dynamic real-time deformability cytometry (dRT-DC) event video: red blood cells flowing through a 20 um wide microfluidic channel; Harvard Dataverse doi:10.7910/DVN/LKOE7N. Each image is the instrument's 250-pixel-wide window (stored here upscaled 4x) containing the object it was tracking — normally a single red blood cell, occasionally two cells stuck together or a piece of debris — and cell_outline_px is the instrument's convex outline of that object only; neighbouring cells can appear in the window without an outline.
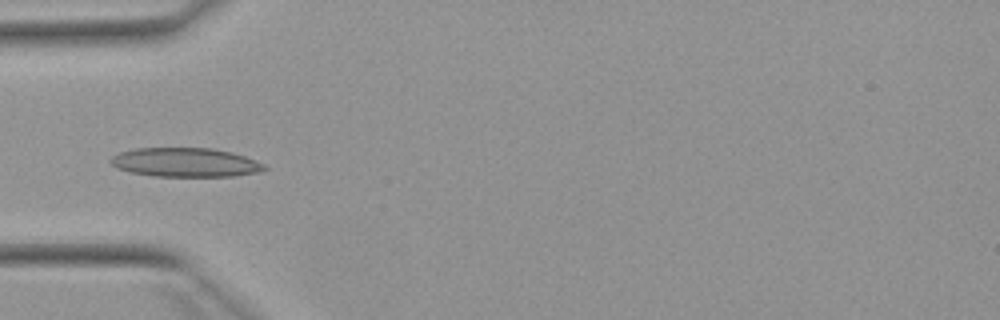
{"species": "Egyptian fruit bat (a non-hibernating species)", "species_latin": "Rousettus aegyptiacus", "temperature_condition": "warm", "stored_images_in_passage": 51, "camera_frame_rate_fps": 3000, "um_per_image_px": 0.085, "animal": {"sex": "female"}, "frame": {"image": 1, "passage_image": 16, "time_ms": 5.0, "image_size_px": [1000, 320], "cell_outline_px": [[268, 168], [260, 172], [232, 176], [152, 176], [132, 172], [116, 168], [112, 164], [112, 156], [120, 152], [136, 148], [212, 148], [232, 152], [244, 156], [264, 164]], "centroid_in_image_um": [15.77, 13.8], "position_along_channel_um": 69.2, "area_um2": 25.89}}
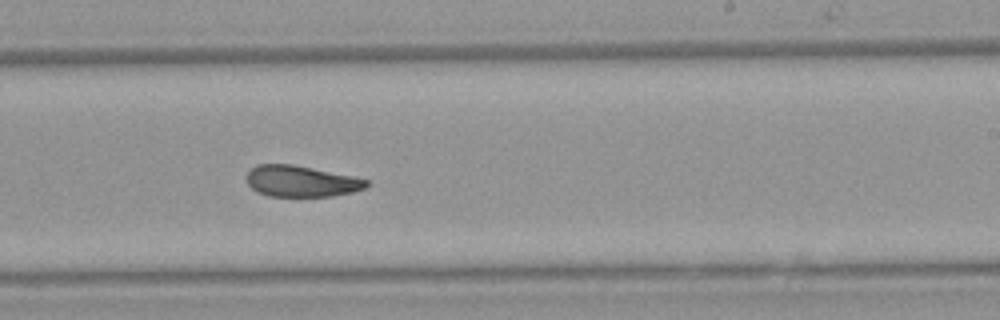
{"frame": {"image": 2, "passage_image": 31, "time_ms": 10.0, "image_size_px": [1000, 320], "cell_outline_px": [[368, 184], [364, 188], [352, 192], [332, 196], [268, 196], [252, 188], [248, 184], [248, 172], [256, 164], [292, 164], [352, 176], [368, 180]], "centroid_in_image_um": [25.59, 15.4], "position_along_channel_um": 263.4, "area_um2": 21.44}}
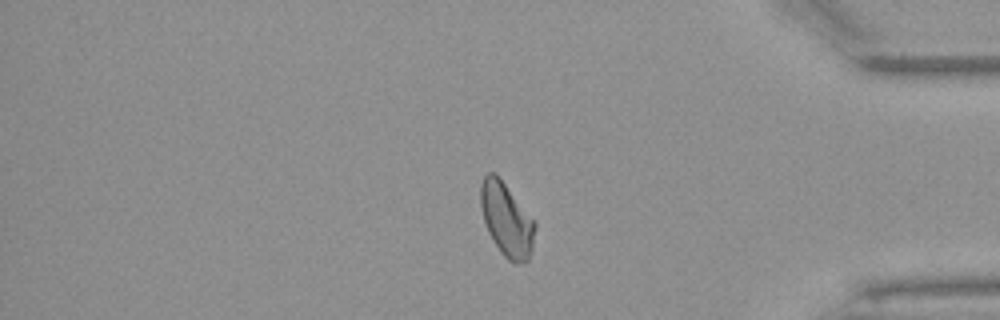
{"frame": {"image": 3, "passage_image": 43, "time_ms": 14.0, "image_size_px": [1000, 320], "cell_outline_px": [[536, 228], [532, 252], [528, 260], [524, 264], [512, 264], [504, 256], [492, 240], [488, 232], [484, 220], [480, 204], [480, 184], [484, 176], [488, 172], [496, 172], [536, 224]], "centroid_in_image_um": [43.06, 18.7], "position_along_channel_um": 392.1, "area_um2": 23.41}, "authors_computed_cell_mechanics": {"area_um2": 23.409, "velocity_mm_per_s": 3.8905, "shape_relaxation_time_tau1_ms": 5.5015, "shape_relaxation_time_tau2_ms": 2.5947, "deformation_change_tau1": 0.1524, "deformation_change_tau2": 0.0796}}